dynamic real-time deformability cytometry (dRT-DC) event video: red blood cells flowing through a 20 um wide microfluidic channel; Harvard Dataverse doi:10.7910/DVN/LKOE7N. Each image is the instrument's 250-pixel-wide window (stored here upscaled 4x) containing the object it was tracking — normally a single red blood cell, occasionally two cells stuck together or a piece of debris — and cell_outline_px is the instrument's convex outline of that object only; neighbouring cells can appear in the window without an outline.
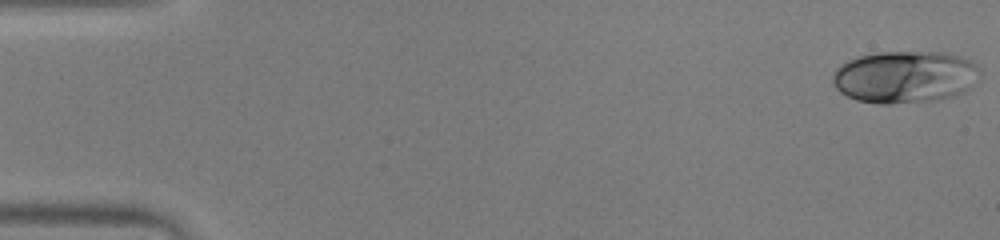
{"species": "human", "species_latin": "Homo sapiens", "temperature_condition": "warm", "stored_images_in_passage": 51, "camera_frame_rate_fps": 3000, "um_per_image_px": 0.085, "donor": {"sex": "male"}, "frame": {"image": 1, "passage_image": 1, "time_ms": 0.0, "image_size_px": [1000, 240], "cell_outline_px": [[980, 72], [968, 92], [936, 100], [888, 104], [880, 104], [856, 100], [840, 92], [832, 84], [832, 72], [840, 64], [856, 56], [880, 52], [944, 52], [960, 56], [972, 60], [980, 68]], "centroid_in_image_um": [76.91, 6.53], "position_along_channel_um": 8.1, "area_um2": 45.32}}
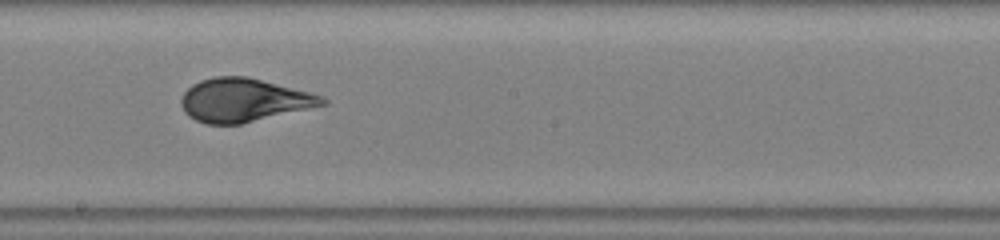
{"frame": {"image": 2, "passage_image": 29, "time_ms": 9.333, "image_size_px": [1000, 240], "cell_outline_px": [[328, 104], [240, 124], [204, 124], [188, 116], [184, 112], [180, 104], [180, 100], [184, 92], [192, 84], [200, 80], [216, 76], [248, 76], [324, 96], [328, 100]], "centroid_in_image_um": [20.7, 8.51], "position_along_channel_um": 227.5, "area_um2": 35.78}}
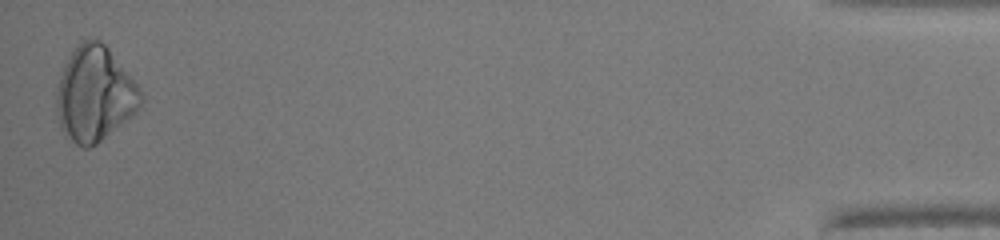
{"frame": {"image": 3, "passage_image": 51, "time_ms": 16.667, "image_size_px": [1000, 240], "cell_outline_px": [[144, 100], [140, 108], [132, 116], [96, 144], [88, 148], [84, 148], [76, 144], [60, 128], [56, 112], [56, 92], [60, 76], [64, 64], [72, 52], [84, 40], [96, 36], [108, 48], [136, 84], [144, 96]], "centroid_in_image_um": [8.04, 8.0], "position_along_channel_um": 427.2, "area_um2": 46.36}, "authors_computed_cell_mechanics": {"area_um2": 38.3792, "velocity_mm_per_s": 3.9776, "shape_relaxation_time_tau1_ms": 5.8906, "shape_relaxation_time_tau2_ms": null, "deformation_change_tau1": 0.2048, "deformation_change_tau2": null}}